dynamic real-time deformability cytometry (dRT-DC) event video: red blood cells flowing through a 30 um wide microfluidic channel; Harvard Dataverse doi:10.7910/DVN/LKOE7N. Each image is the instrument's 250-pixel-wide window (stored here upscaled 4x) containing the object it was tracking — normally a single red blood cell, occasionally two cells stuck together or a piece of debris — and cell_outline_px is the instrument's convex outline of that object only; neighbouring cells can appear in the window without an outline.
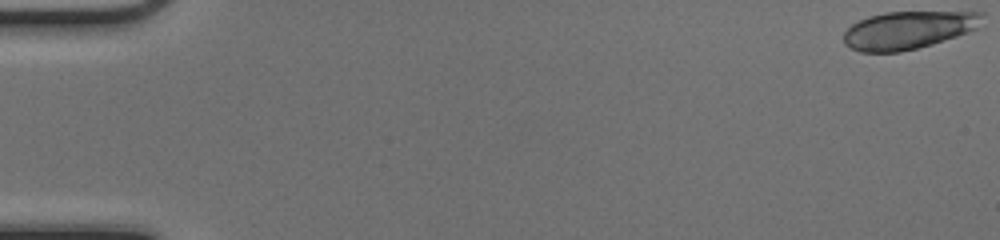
{"species": "common noctule bat (a hibernating species)", "species_latin": "Nyctalus noctula", "temperature_condition": "cold", "stored_images_in_passage": 19, "camera_frame_rate_fps": 3000, "um_per_image_px": 0.085, "animal": {"sex": "female", "body_mass_g": 17.0, "forearm_length_mm": 48.0}, "frame": {"image": 1, "passage_image": 1, "time_ms": 0.0, "image_size_px": [1000, 240], "cell_outline_px": [[984, 12], [976, 28], [956, 36], [932, 44], [900, 52], [860, 52], [844, 44], [844, 32], [852, 24], [868, 16], [884, 12]], "centroid_in_image_um": [77.14, 2.56], "position_along_channel_um": 7.9, "area_um2": 30.17}}